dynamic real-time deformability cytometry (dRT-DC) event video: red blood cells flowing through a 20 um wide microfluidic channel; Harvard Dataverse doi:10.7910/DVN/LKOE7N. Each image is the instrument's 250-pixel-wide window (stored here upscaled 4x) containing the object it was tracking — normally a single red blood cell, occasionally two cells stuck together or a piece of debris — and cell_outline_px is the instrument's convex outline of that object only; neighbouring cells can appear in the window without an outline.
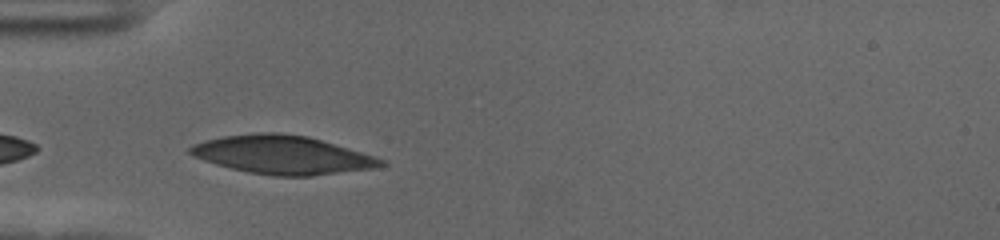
{"species": "human", "species_latin": "Homo sapiens", "temperature_condition": "cold", "stored_images_in_passage": 26, "camera_frame_rate_fps": 3000, "um_per_image_px": 0.085, "donor": {"sex": "female"}, "frame": {"image": 1, "passage_image": 2, "time_ms": 0.333, "image_size_px": [1000, 240], "cell_outline_px": [[388, 164], [380, 168], [312, 176], [272, 176], [248, 172], [216, 164], [192, 156], [188, 152], [188, 148], [192, 144], [204, 140], [224, 136], [260, 132], [280, 132], [308, 136], [348, 148], [384, 160]], "centroid_in_image_um": [24.01, 13.17], "position_along_channel_um": 61.0, "area_um2": 42.89}}
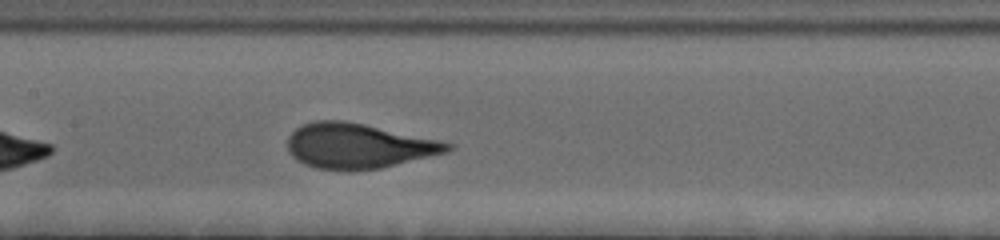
{"frame": {"image": 2, "passage_image": 12, "time_ms": 3.667, "image_size_px": [1000, 240], "cell_outline_px": [[456, 148], [448, 152], [380, 168], [348, 172], [344, 172], [316, 168], [304, 164], [296, 160], [288, 152], [288, 136], [296, 128], [304, 124], [316, 120], [344, 120], [364, 124], [440, 140], [456, 144]], "centroid_in_image_um": [30.47, 12.42], "position_along_channel_um": 176.9, "area_um2": 42.43}}
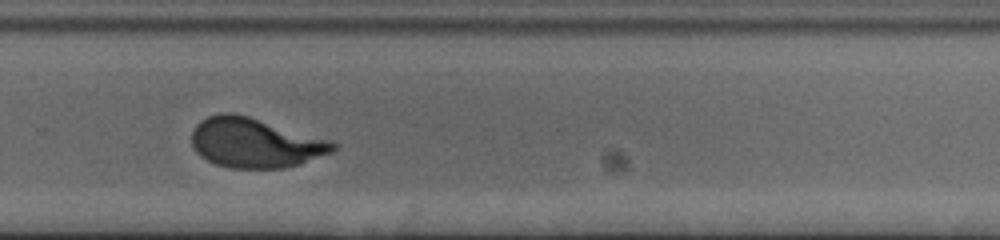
{"frame": {"image": 3, "passage_image": 23, "time_ms": 7.333, "image_size_px": [1000, 240], "cell_outline_px": [[340, 144], [332, 152], [300, 164], [284, 168], [232, 168], [216, 164], [200, 156], [192, 148], [192, 132], [196, 124], [200, 120], [208, 116], [220, 112], [232, 112], [248, 116], [332, 140]], "centroid_in_image_um": [21.69, 12.13], "position_along_channel_um": 308.1, "area_um2": 41.15}}